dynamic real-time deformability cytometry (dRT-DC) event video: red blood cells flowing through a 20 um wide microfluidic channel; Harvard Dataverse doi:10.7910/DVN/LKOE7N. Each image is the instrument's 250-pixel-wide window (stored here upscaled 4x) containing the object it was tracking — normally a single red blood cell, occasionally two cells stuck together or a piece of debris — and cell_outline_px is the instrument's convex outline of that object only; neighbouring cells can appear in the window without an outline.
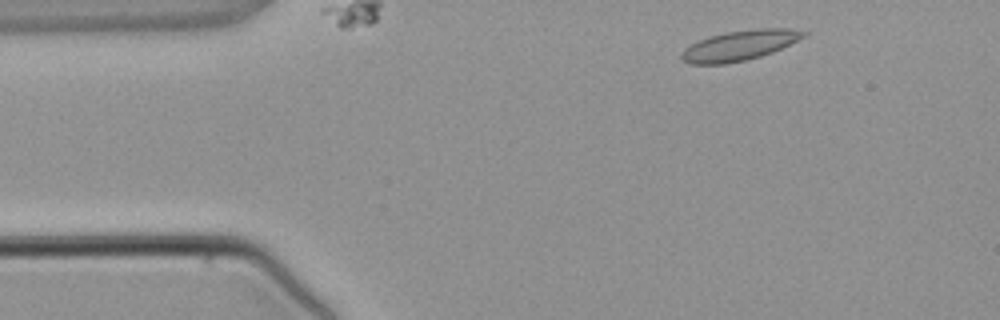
{"species": "common noctule bat (a hibernating species)", "species_latin": "Nyctalus noctula", "temperature_condition": "warm", "stored_images_in_passage": 3, "camera_frame_rate_fps": 3000, "um_per_image_px": 0.085, "animal": {"sex": "male", "body_mass_g": 21.5, "forearm_length_mm": 52.0}, "frame": {"image": 1, "passage_image": 1, "time_ms": 0.0, "image_size_px": [1000, 320], "cell_outline_px": [[808, 32], [804, 36], [772, 52], [760, 56], [744, 60], [724, 64], [692, 64], [684, 60], [680, 56], [684, 48], [700, 40], [712, 36], [728, 32], [756, 28], [788, 28]], "centroid_in_image_um": [62.85, 3.86], "position_along_channel_um": 22.2, "area_um2": 20.87}}
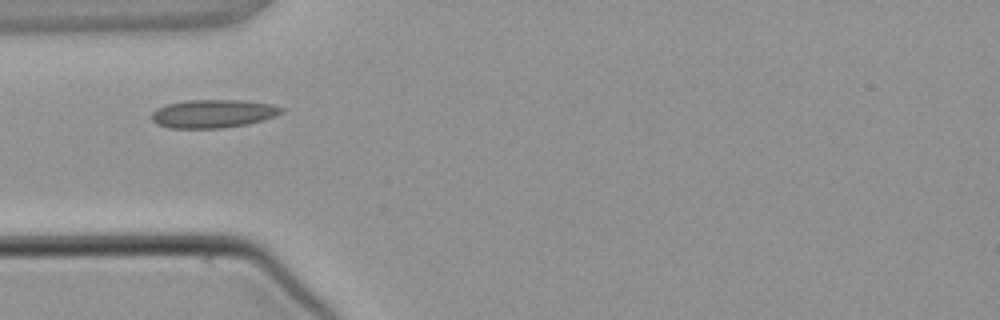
{"frame": {"image": 2, "passage_image": 3, "time_ms": 2.333, "image_size_px": [1000, 320], "cell_outline_px": [[284, 112], [276, 116], [264, 120], [248, 124], [224, 128], [168, 128], [156, 124], [152, 120], [152, 112], [156, 108], [168, 104], [188, 100], [244, 100], [272, 104], [284, 108]], "centroid_in_image_um": [18.14, 9.66], "position_along_channel_um": 66.9, "area_um2": 21.62}}